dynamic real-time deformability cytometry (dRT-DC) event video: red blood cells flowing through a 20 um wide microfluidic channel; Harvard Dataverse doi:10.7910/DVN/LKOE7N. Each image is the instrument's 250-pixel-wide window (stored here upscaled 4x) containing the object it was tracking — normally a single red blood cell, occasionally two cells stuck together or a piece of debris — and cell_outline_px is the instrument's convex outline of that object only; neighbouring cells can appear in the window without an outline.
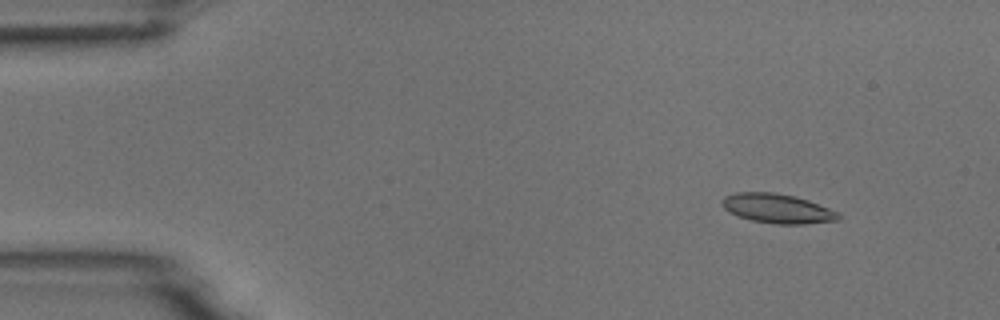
{"species": "common noctule bat (a hibernating species)", "species_latin": "Nyctalus noctula", "temperature_condition": "room temperature", "stored_images_in_passage": 5, "camera_frame_rate_fps": 3000, "um_per_image_px": 0.085, "animal": {"sex": "male", "body_mass_g": 18.8}, "frame": {"image": 1, "passage_image": 2, "time_ms": 1.0, "image_size_px": [1000, 320], "cell_outline_px": [[840, 220], [804, 224], [776, 224], [752, 220], [740, 216], [724, 208], [720, 204], [720, 200], [724, 196], [736, 192], [772, 192], [796, 196], [808, 200], [828, 208], [836, 212], [840, 216]], "centroid_in_image_um": [66.06, 17.71], "position_along_channel_um": 18.9, "area_um2": 19.83}}
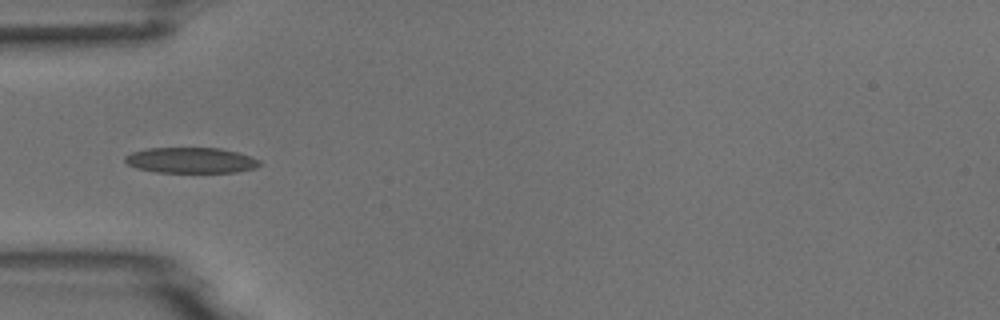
{"frame": {"image": 2, "passage_image": 5, "time_ms": 4.667, "image_size_px": [1000, 320], "cell_outline_px": [[260, 164], [256, 168], [236, 172], [156, 172], [136, 168], [128, 164], [124, 160], [124, 156], [132, 152], [148, 148], [220, 148], [236, 152], [260, 160]], "centroid_in_image_um": [16.2, 13.62], "position_along_channel_um": 68.8, "area_um2": 20.0}}